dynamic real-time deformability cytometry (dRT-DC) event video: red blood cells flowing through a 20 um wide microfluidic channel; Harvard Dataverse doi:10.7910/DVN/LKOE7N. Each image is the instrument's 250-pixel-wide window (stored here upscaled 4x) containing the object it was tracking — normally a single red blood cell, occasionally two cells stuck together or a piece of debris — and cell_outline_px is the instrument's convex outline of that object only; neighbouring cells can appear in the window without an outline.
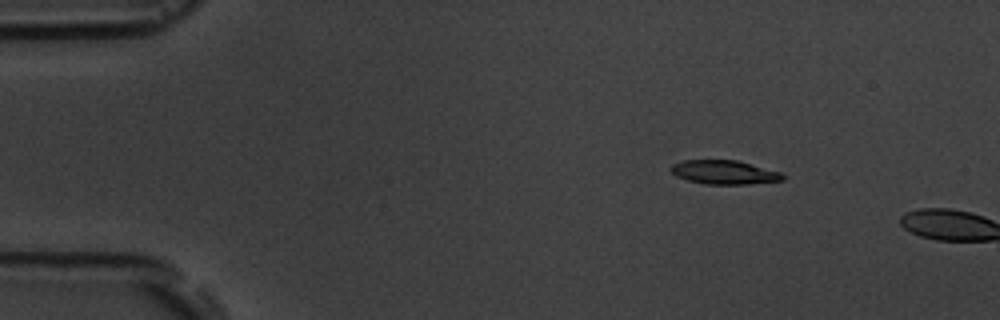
{"species": "common noctule bat (a hibernating species)", "species_latin": "Nyctalus noctula", "temperature_condition": "room temperature", "stored_images_in_passage": 4, "camera_frame_rate_fps": 3000, "um_per_image_px": 0.085, "animal": {"sex": "male", "body_mass_g": 19.5, "forearm_length_mm": 54.6}, "frame": {"image": 1, "passage_image": 3, "time_ms": 2.333, "image_size_px": [1000, 320], "cell_outline_px": [[784, 180], [748, 184], [704, 184], [688, 180], [676, 176], [668, 168], [672, 164], [684, 160], [736, 160], [780, 172], [784, 176]], "centroid_in_image_um": [61.52, 14.64], "position_along_channel_um": 23.5, "area_um2": 15.49}}